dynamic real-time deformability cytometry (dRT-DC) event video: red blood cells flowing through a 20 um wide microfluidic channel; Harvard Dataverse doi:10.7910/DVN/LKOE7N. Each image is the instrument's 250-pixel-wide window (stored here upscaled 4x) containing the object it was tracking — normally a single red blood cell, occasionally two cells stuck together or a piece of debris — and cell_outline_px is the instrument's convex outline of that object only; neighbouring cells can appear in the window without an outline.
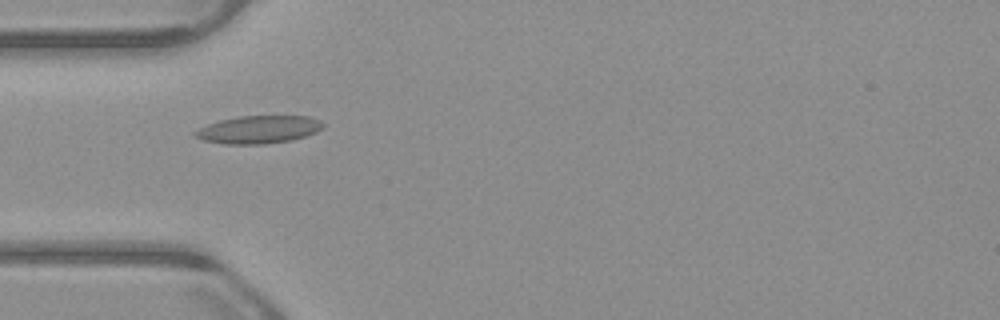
{"species": "common noctule bat (a hibernating species)", "species_latin": "Nyctalus noctula", "temperature_condition": "warm", "stored_images_in_passage": 53, "camera_frame_rate_fps": 3000, "um_per_image_px": 0.085, "animal": {"sex": "male", "body_mass_g": 23.1, "forearm_length_mm": 52.7}, "frame": {"image": 1, "passage_image": 16, "time_ms": 5.0, "image_size_px": [1000, 320], "cell_outline_px": [[324, 128], [316, 132], [292, 140], [264, 144], [224, 144], [204, 140], [192, 136], [192, 132], [208, 124], [220, 120], [240, 116], [308, 116], [320, 120], [324, 124]], "centroid_in_image_um": [21.98, 11.01], "position_along_channel_um": 63.0, "area_um2": 20.75}}
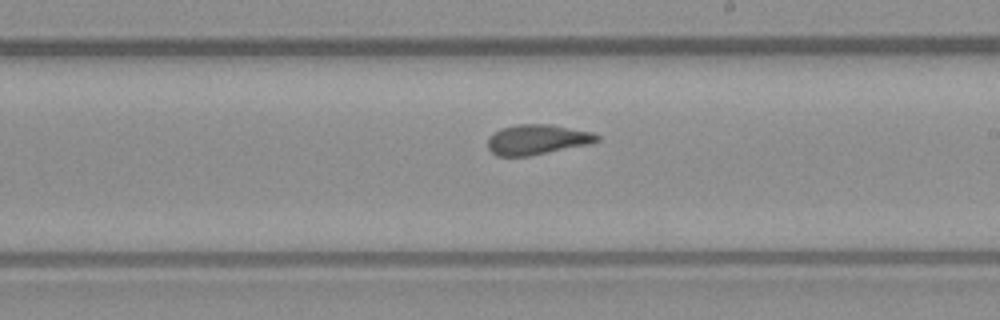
{"frame": {"image": 2, "passage_image": 30, "time_ms": 9.667, "image_size_px": [1000, 320], "cell_outline_px": [[600, 140], [592, 144], [528, 156], [496, 156], [488, 148], [488, 136], [500, 128], [516, 124], [552, 124], [592, 132], [600, 136]], "centroid_in_image_um": [45.67, 11.85], "position_along_channel_um": 243.3, "area_um2": 19.42}}
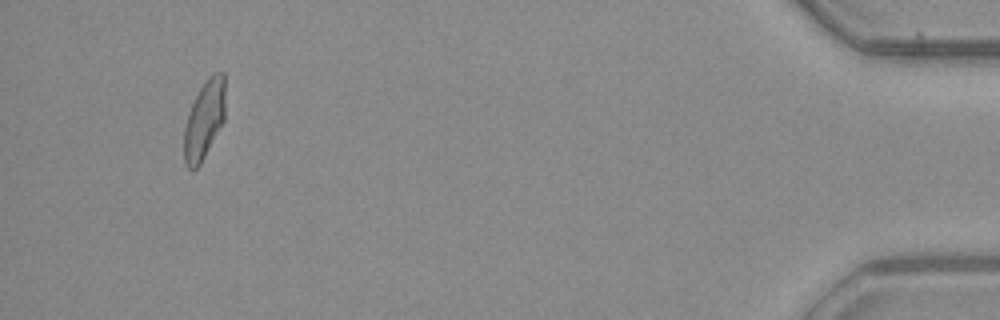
{"frame": {"image": 3, "passage_image": 50, "time_ms": 16.333, "image_size_px": [1000, 320], "cell_outline_px": [[224, 120], [200, 164], [192, 172], [184, 164], [184, 128], [188, 112], [200, 88], [208, 76], [212, 72], [224, 72]], "centroid_in_image_um": [17.34, 10.19], "position_along_channel_um": 417.9, "area_um2": 18.79}, "authors_computed_cell_mechanics": {"area_um2": 19.4208, "velocity_mm_per_s": 3.8517, "shape_relaxation_time_tau1_ms": 11.2011, "shape_relaxation_time_tau2_ms": 1.2227, "deformation_change_tau1": 0.2533, "deformation_change_tau2": 0.0823}}